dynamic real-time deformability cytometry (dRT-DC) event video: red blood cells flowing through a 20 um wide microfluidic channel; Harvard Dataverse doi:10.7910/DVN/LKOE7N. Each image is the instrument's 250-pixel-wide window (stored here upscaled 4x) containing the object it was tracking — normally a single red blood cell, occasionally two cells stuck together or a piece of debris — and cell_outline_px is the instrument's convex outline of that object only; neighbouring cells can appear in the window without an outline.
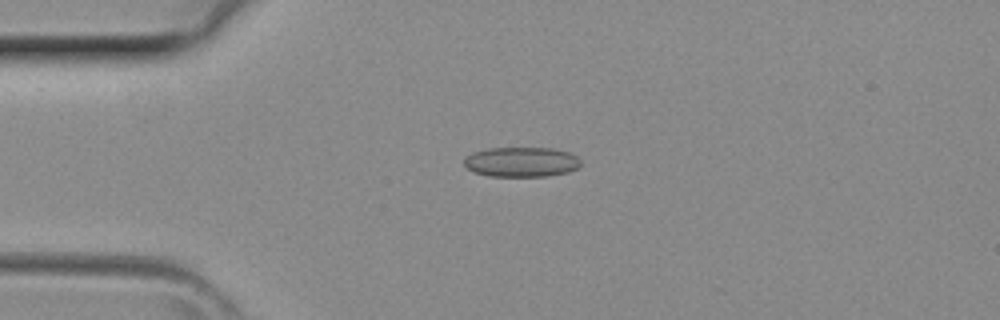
{"species": "common noctule bat (a hibernating species)", "species_latin": "Nyctalus noctula", "temperature_condition": "room temperature", "stored_images_in_passage": 32, "camera_frame_rate_fps": 3000, "um_per_image_px": 0.085, "animal": {"sex": "female", "body_mass_g": 29.2, "forearm_length_mm": 56.3}, "frame": {"image": 1, "passage_image": 1, "time_ms": 0.0, "image_size_px": [1000, 320], "cell_outline_px": [[580, 164], [576, 168], [568, 172], [548, 176], [488, 176], [472, 172], [464, 164], [464, 156], [472, 152], [488, 148], [552, 148], [568, 152], [576, 156], [580, 160]], "centroid_in_image_um": [44.27, 13.76], "position_along_channel_um": 40.7, "area_um2": 20.4}}
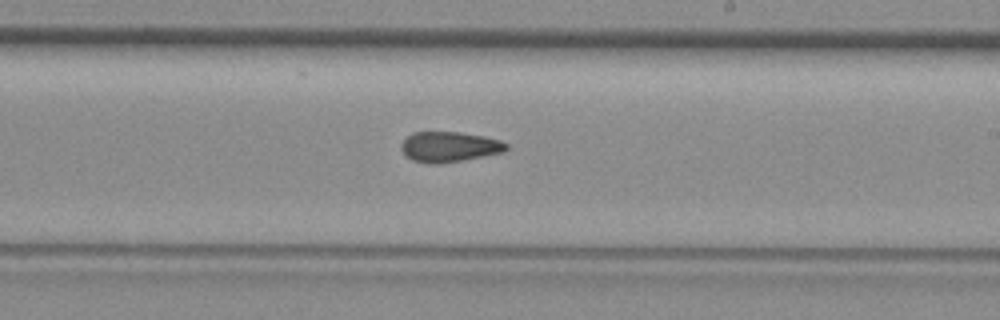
{"frame": {"image": 2, "passage_image": 15, "time_ms": 4.667, "image_size_px": [1000, 320], "cell_outline_px": [[508, 148], [504, 152], [484, 156], [436, 164], [428, 164], [412, 160], [400, 148], [400, 144], [412, 132], [460, 132], [484, 136], [500, 140], [508, 144]], "centroid_in_image_um": [38.2, 12.47], "position_along_channel_um": 250.8, "area_um2": 18.5}}
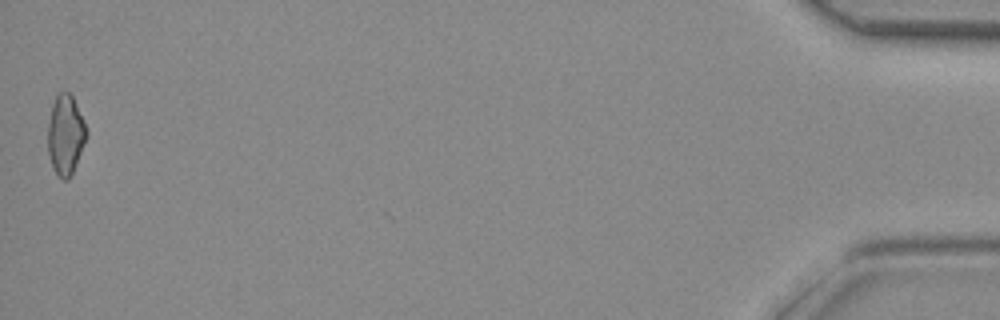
{"frame": {"image": 3, "passage_image": 32, "time_ms": 10.333, "image_size_px": [1000, 320], "cell_outline_px": [[88, 132], [72, 172], [68, 180], [64, 180], [52, 168], [48, 152], [48, 124], [52, 104], [56, 96], [60, 92], [68, 92], [72, 96], [84, 120]], "centroid_in_image_um": [5.55, 11.44], "position_along_channel_um": 429.6, "area_um2": 17.63}}